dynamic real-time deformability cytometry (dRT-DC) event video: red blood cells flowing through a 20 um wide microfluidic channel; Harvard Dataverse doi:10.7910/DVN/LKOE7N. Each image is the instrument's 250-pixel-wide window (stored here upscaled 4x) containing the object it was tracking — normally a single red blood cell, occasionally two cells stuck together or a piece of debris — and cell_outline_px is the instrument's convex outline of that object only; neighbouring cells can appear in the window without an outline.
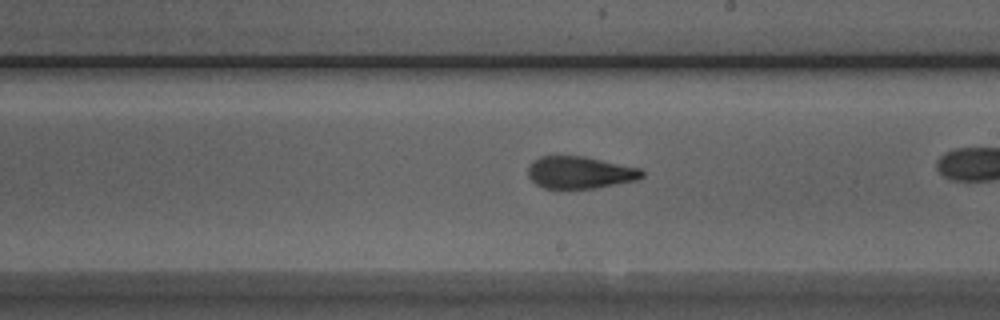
{"species": "Egyptian fruit bat (a non-hibernating species)", "species_latin": "Rousettus aegyptiacus", "temperature_condition": "room temperature", "stored_images_in_passage": 36, "camera_frame_rate_fps": 3000, "um_per_image_px": 0.085, "animal": {"sex": "male"}, "frame": {"image": 1, "passage_image": 26, "time_ms": 8.333, "image_size_px": [1000, 320], "cell_outline_px": [[644, 176], [636, 180], [596, 188], [544, 188], [536, 184], [528, 176], [528, 168], [532, 160], [540, 156], [584, 156], [640, 168], [644, 172]], "centroid_in_image_um": [49.28, 14.65], "position_along_channel_um": 239.7, "area_um2": 21.33}}